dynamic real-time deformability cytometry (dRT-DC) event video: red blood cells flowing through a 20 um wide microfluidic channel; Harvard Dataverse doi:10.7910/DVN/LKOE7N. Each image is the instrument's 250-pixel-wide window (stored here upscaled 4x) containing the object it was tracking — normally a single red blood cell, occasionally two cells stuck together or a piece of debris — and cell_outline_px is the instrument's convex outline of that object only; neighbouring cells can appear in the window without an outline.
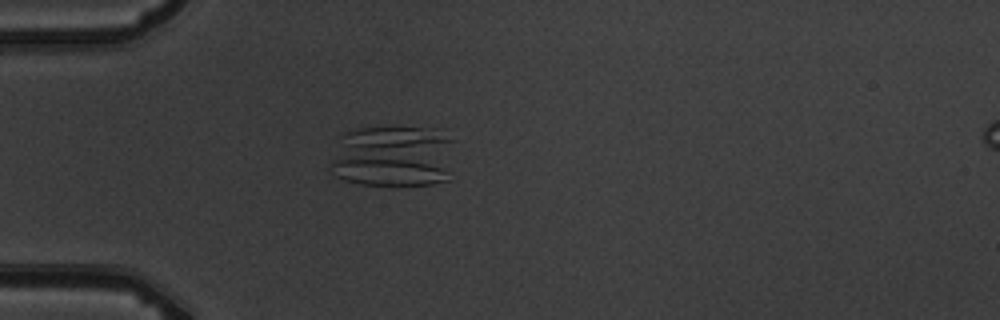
{"species": "common noctule bat (a hibernating species)", "species_latin": "Nyctalus noctula", "temperature_condition": "warm", "stored_images_in_passage": 4, "segment_of_instrument_passage": [2, 2], "camera_frame_rate_fps": 3000, "um_per_image_px": 0.085, "animal": {"sex": "male", "body_mass_g": 19.5, "forearm_length_mm": 54.6}, "frame": {"image": 1, "passage_image": 2, "time_ms": 1.333, "image_size_px": [1000, 320], "cell_outline_px": [[456, 140], [452, 180], [432, 184], [388, 188], [360, 184], [344, 180], [336, 176], [332, 164], [332, 160], [340, 136], [344, 132], [356, 128], [388, 124], [396, 124], [444, 128]], "centroid_in_image_um": [33.59, 13.24], "position_along_channel_um": 51.4, "area_um2": 48.61}}
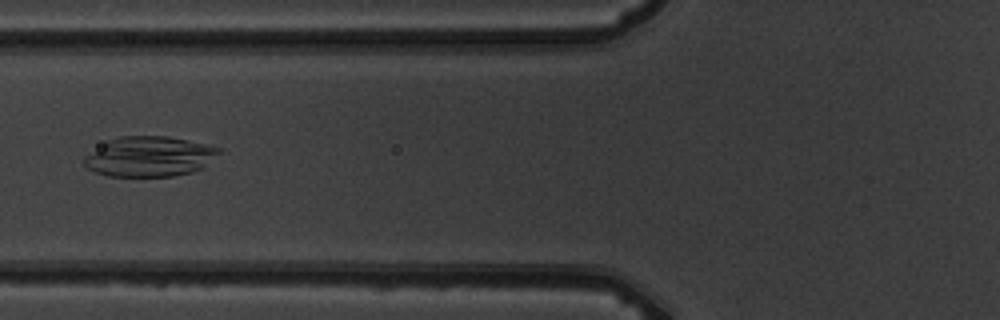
{"frame": {"image": 2, "passage_image": 4, "time_ms": 3.333, "image_size_px": [1000, 320], "cell_outline_px": [[224, 148], [220, 152], [200, 168], [192, 172], [172, 176], [108, 176], [96, 172], [88, 168], [84, 164], [84, 156], [108, 140], [120, 136], [168, 136], [208, 144]], "centroid_in_image_um": [12.7, 13.29], "position_along_channel_um": 113.1, "area_um2": 31.39}}